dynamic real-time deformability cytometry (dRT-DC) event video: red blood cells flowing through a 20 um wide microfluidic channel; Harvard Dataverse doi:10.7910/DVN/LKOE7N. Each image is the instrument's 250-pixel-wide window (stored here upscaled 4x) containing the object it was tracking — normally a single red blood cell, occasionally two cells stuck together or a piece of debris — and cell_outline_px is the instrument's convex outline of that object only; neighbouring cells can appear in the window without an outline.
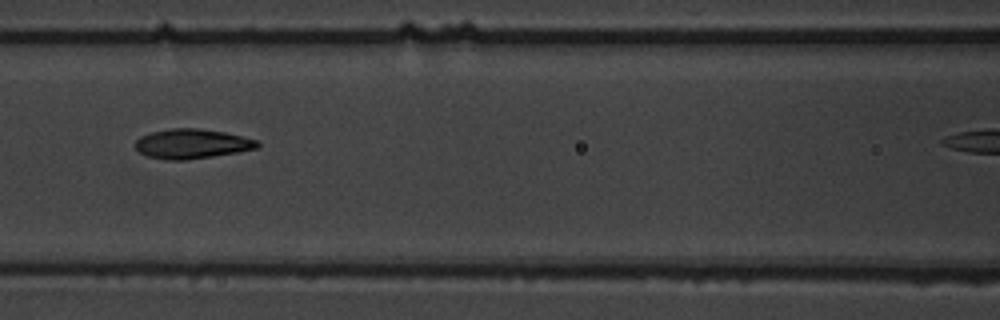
{"species": "common noctule bat (a hibernating species)", "species_latin": "Nyctalus noctula", "temperature_condition": "warm", "stored_images_in_passage": 9, "camera_frame_rate_fps": 3000, "um_per_image_px": 0.085, "animal": {"sex": "male", "body_mass_g": 19.5, "forearm_length_mm": 54.6}, "frame": {"image": 1, "passage_image": 3, "time_ms": 2.333, "image_size_px": [1000, 320], "cell_outline_px": [[260, 144], [256, 148], [236, 152], [212, 156], [184, 160], [164, 160], [148, 156], [140, 152], [136, 148], [136, 140], [140, 136], [152, 132], [172, 128], [200, 128], [224, 132], [256, 140]], "centroid_in_image_um": [16.28, 12.22], "position_along_channel_um": 150.3, "area_um2": 20.81}}
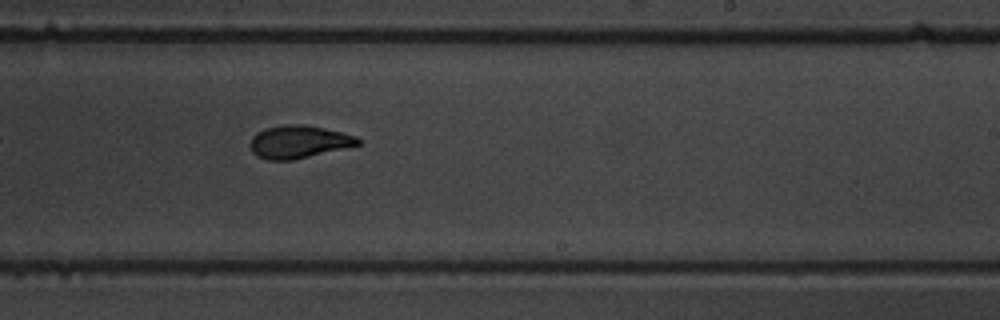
{"frame": {"image": 2, "passage_image": 6, "time_ms": 5.667, "image_size_px": [1000, 320], "cell_outline_px": [[360, 144], [292, 160], [268, 160], [256, 156], [252, 152], [248, 144], [252, 136], [256, 132], [264, 128], [284, 124], [304, 124], [324, 128], [356, 136], [360, 140]], "centroid_in_image_um": [25.31, 12.04], "position_along_channel_um": 263.7, "area_um2": 20.58}}
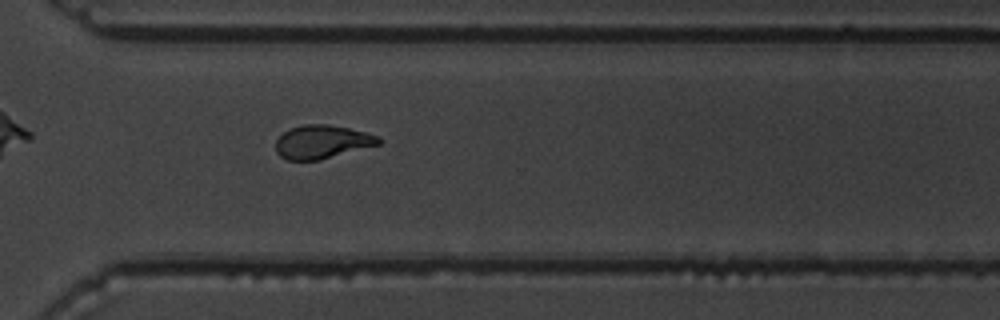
{"frame": {"image": 3, "passage_image": 8, "time_ms": 8.0, "image_size_px": [1000, 320], "cell_outline_px": [[380, 144], [320, 160], [288, 160], [280, 156], [276, 152], [276, 140], [284, 132], [292, 128], [304, 124], [328, 124], [348, 128], [380, 136]], "centroid_in_image_um": [27.37, 12.06], "position_along_channel_um": 343.2, "area_um2": 19.94}}